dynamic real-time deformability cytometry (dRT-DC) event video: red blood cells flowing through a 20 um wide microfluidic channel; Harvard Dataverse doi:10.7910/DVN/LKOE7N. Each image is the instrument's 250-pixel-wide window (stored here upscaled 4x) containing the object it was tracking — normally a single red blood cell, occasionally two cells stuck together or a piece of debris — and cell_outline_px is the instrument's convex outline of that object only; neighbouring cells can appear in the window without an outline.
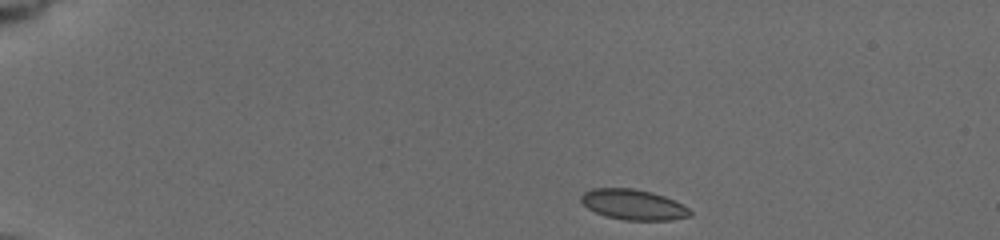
{"species": "common noctule bat (a hibernating species)", "species_latin": "Nyctalus noctula", "temperature_condition": "cold", "stored_images_in_passage": 46, "camera_frame_rate_fps": 3000, "um_per_image_px": 0.085, "animal": {"sex": "female", "body_mass_g": 19.5, "forearm_length_mm": 54.1}, "frame": {"image": 1, "passage_image": 1, "time_ms": 0.0, "image_size_px": [1000, 240], "cell_outline_px": [[692, 216], [672, 220], [624, 220], [604, 216], [588, 208], [580, 200], [580, 196], [584, 192], [592, 188], [632, 188], [652, 192], [664, 196], [688, 208], [692, 212]], "centroid_in_image_um": [53.82, 17.39], "position_along_channel_um": 31.2, "area_um2": 19.31}}
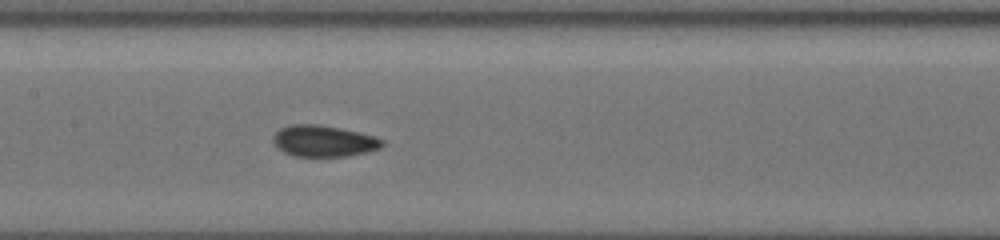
{"frame": {"image": 2, "passage_image": 20, "time_ms": 6.333, "image_size_px": [1000, 240], "cell_outline_px": [[384, 144], [380, 148], [348, 156], [292, 156], [276, 148], [272, 140], [272, 136], [280, 128], [288, 124], [320, 124], [340, 128], [376, 136], [384, 140]], "centroid_in_image_um": [27.47, 11.98], "position_along_channel_um": 179.9, "area_um2": 20.11}}
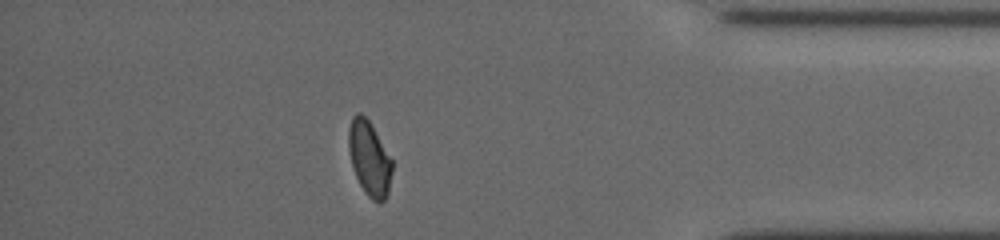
{"frame": {"image": 3, "passage_image": 40, "time_ms": 13.0, "image_size_px": [1000, 240], "cell_outline_px": [[392, 172], [388, 192], [384, 200], [380, 204], [372, 200], [364, 192], [356, 176], [352, 164], [348, 148], [348, 128], [352, 116], [356, 112], [360, 112], [368, 120], [392, 160]], "centroid_in_image_um": [31.38, 13.48], "position_along_channel_um": 403.8, "area_um2": 18.79}, "authors_computed_cell_mechanics": {"area_um2": 19.3052, "velocity_mm_per_s": 3.7571, "shape_relaxation_time_tau1_ms": 10.6294, "shape_relaxation_time_tau2_ms": 1.2311, "deformation_change_tau1": 0.1689, "deformation_change_tau2": 0.0385}}